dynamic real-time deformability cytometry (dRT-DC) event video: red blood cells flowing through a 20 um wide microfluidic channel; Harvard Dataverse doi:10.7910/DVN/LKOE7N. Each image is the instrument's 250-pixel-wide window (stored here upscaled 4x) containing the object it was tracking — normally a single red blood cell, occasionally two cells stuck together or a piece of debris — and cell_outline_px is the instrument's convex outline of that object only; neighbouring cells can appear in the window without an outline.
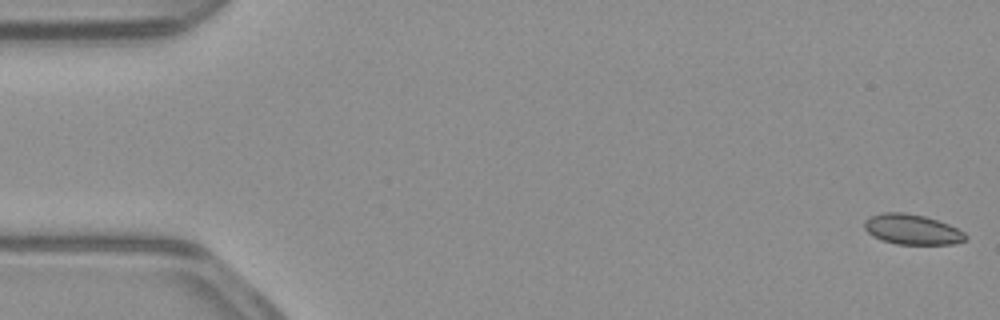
{"species": "common noctule bat (a hibernating species)", "species_latin": "Nyctalus noctula", "temperature_condition": "warm", "stored_images_in_passage": 53, "camera_frame_rate_fps": 3000, "um_per_image_px": 0.085, "animal": {"sex": "male", "body_mass_g": 23.1, "forearm_length_mm": 52.7}, "frame": {"image": 1, "passage_image": 1, "time_ms": 0.0, "image_size_px": [1000, 320], "cell_outline_px": [[968, 236], [964, 240], [952, 244], [896, 244], [880, 240], [872, 236], [864, 228], [864, 220], [868, 216], [884, 212], [904, 212], [924, 216], [948, 224], [964, 232]], "centroid_in_image_um": [77.47, 19.5], "position_along_channel_um": 7.5, "area_um2": 17.86}}
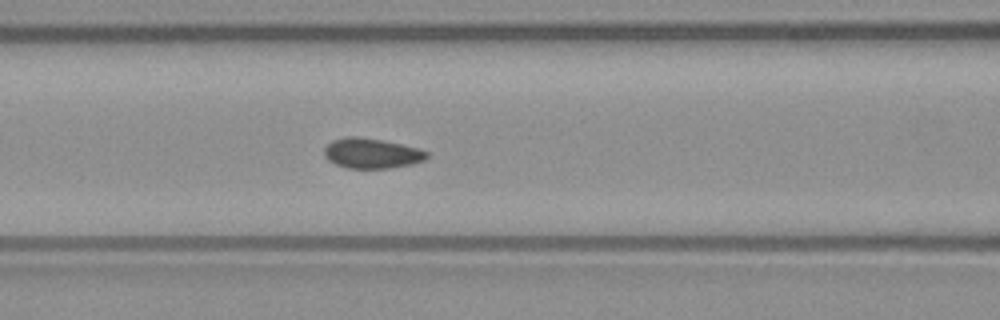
{"frame": {"image": 2, "passage_image": 22, "time_ms": 7.0, "image_size_px": [1000, 320], "cell_outline_px": [[428, 156], [424, 160], [412, 164], [388, 168], [348, 168], [336, 164], [328, 160], [324, 156], [324, 148], [332, 140], [344, 136], [360, 136], [384, 140], [416, 148], [428, 152]], "centroid_in_image_um": [31.55, 13.02], "position_along_channel_um": 135.0, "area_um2": 18.03}}
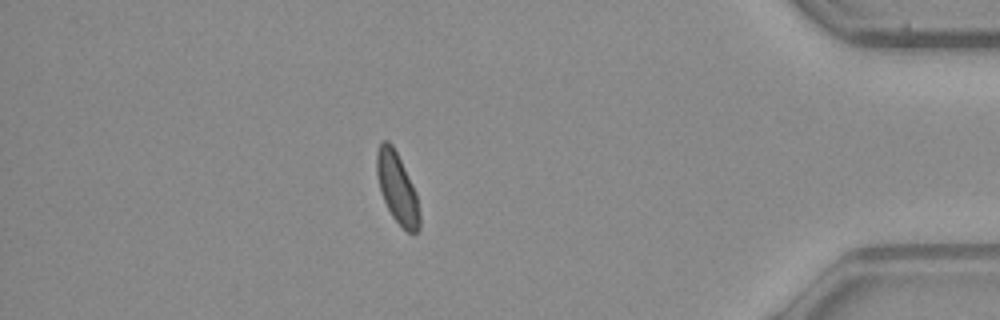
{"frame": {"image": 3, "passage_image": 46, "time_ms": 15.0, "image_size_px": [1000, 320], "cell_outline_px": [[420, 228], [416, 232], [408, 232], [392, 216], [384, 200], [380, 188], [376, 172], [376, 152], [380, 144], [384, 140], [388, 140], [392, 144], [416, 192], [420, 216]], "centroid_in_image_um": [33.76, 15.97], "position_along_channel_um": 401.4, "area_um2": 17.22}}